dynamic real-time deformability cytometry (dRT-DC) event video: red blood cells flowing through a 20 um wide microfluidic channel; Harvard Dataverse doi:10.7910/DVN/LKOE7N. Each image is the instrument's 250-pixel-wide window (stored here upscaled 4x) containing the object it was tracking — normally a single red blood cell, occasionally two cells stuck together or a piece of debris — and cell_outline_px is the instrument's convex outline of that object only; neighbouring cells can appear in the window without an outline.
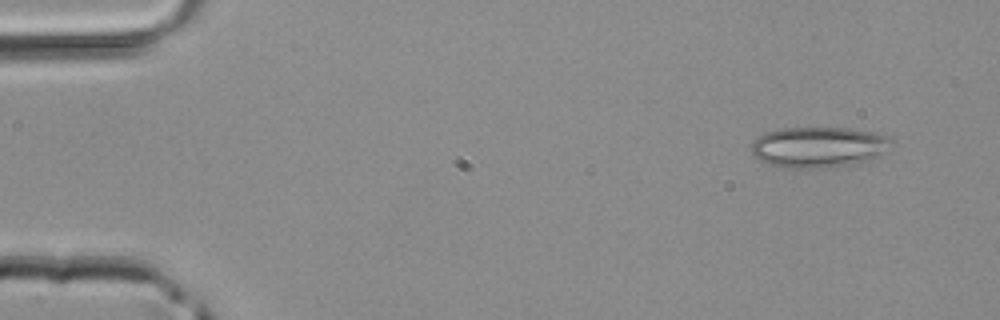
{"species": "common noctule bat (a hibernating species)", "species_latin": "Nyctalus noctula", "temperature_condition": "room temperature", "stored_images_in_passage": 3, "camera_frame_rate_fps": 3000, "um_per_image_px": 0.085, "animal": {"sex": "male", "body_mass_g": 20.4}, "frame": {"image": 1, "passage_image": 1, "time_ms": 0.0, "image_size_px": [1000, 320], "cell_outline_px": [[896, 144], [888, 152], [872, 160], [856, 164], [824, 168], [784, 168], [768, 164], [760, 160], [752, 152], [752, 144], [764, 132], [784, 128], [848, 128], [872, 132], [888, 136]], "centroid_in_image_um": [69.68, 12.52], "position_along_channel_um": 15.3, "area_um2": 33.76}}